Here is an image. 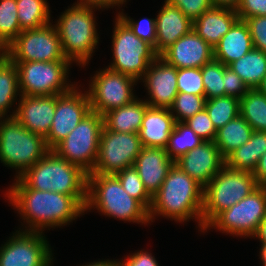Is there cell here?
Instances as JSON below:
<instances>
[{
	"instance_id": "obj_13",
	"label": "cell",
	"mask_w": 266,
	"mask_h": 266,
	"mask_svg": "<svg viewBox=\"0 0 266 266\" xmlns=\"http://www.w3.org/2000/svg\"><path fill=\"white\" fill-rule=\"evenodd\" d=\"M96 72L89 83V90L86 91L91 111L103 116L137 97L133 93V86L137 85L134 78L108 67Z\"/></svg>"
},
{
	"instance_id": "obj_52",
	"label": "cell",
	"mask_w": 266,
	"mask_h": 266,
	"mask_svg": "<svg viewBox=\"0 0 266 266\" xmlns=\"http://www.w3.org/2000/svg\"><path fill=\"white\" fill-rule=\"evenodd\" d=\"M259 254H260L261 261L263 262V266H266V244H261Z\"/></svg>"
},
{
	"instance_id": "obj_30",
	"label": "cell",
	"mask_w": 266,
	"mask_h": 266,
	"mask_svg": "<svg viewBox=\"0 0 266 266\" xmlns=\"http://www.w3.org/2000/svg\"><path fill=\"white\" fill-rule=\"evenodd\" d=\"M19 90L18 70L15 64L4 54L0 55V118H4L16 102ZM8 111V112H7Z\"/></svg>"
},
{
	"instance_id": "obj_44",
	"label": "cell",
	"mask_w": 266,
	"mask_h": 266,
	"mask_svg": "<svg viewBox=\"0 0 266 266\" xmlns=\"http://www.w3.org/2000/svg\"><path fill=\"white\" fill-rule=\"evenodd\" d=\"M225 96L241 99L249 90L243 80L228 66L223 65Z\"/></svg>"
},
{
	"instance_id": "obj_18",
	"label": "cell",
	"mask_w": 266,
	"mask_h": 266,
	"mask_svg": "<svg viewBox=\"0 0 266 266\" xmlns=\"http://www.w3.org/2000/svg\"><path fill=\"white\" fill-rule=\"evenodd\" d=\"M175 165L205 187L225 165V159L214 141H204L181 155L175 160Z\"/></svg>"
},
{
	"instance_id": "obj_41",
	"label": "cell",
	"mask_w": 266,
	"mask_h": 266,
	"mask_svg": "<svg viewBox=\"0 0 266 266\" xmlns=\"http://www.w3.org/2000/svg\"><path fill=\"white\" fill-rule=\"evenodd\" d=\"M184 123H186L204 141L215 140L217 130L205 108L193 117H190Z\"/></svg>"
},
{
	"instance_id": "obj_1",
	"label": "cell",
	"mask_w": 266,
	"mask_h": 266,
	"mask_svg": "<svg viewBox=\"0 0 266 266\" xmlns=\"http://www.w3.org/2000/svg\"><path fill=\"white\" fill-rule=\"evenodd\" d=\"M15 181L5 197L26 223L27 229L22 231L43 232L45 228L69 225L85 213L72 196L28 188L19 178Z\"/></svg>"
},
{
	"instance_id": "obj_17",
	"label": "cell",
	"mask_w": 266,
	"mask_h": 266,
	"mask_svg": "<svg viewBox=\"0 0 266 266\" xmlns=\"http://www.w3.org/2000/svg\"><path fill=\"white\" fill-rule=\"evenodd\" d=\"M147 89L149 100L144 101L152 108H170L178 94L177 69L160 56L147 68L141 79Z\"/></svg>"
},
{
	"instance_id": "obj_47",
	"label": "cell",
	"mask_w": 266,
	"mask_h": 266,
	"mask_svg": "<svg viewBox=\"0 0 266 266\" xmlns=\"http://www.w3.org/2000/svg\"><path fill=\"white\" fill-rule=\"evenodd\" d=\"M252 175L255 177L259 185L266 186V152L258 160Z\"/></svg>"
},
{
	"instance_id": "obj_32",
	"label": "cell",
	"mask_w": 266,
	"mask_h": 266,
	"mask_svg": "<svg viewBox=\"0 0 266 266\" xmlns=\"http://www.w3.org/2000/svg\"><path fill=\"white\" fill-rule=\"evenodd\" d=\"M21 30L41 28L50 22V10L46 0H16Z\"/></svg>"
},
{
	"instance_id": "obj_10",
	"label": "cell",
	"mask_w": 266,
	"mask_h": 266,
	"mask_svg": "<svg viewBox=\"0 0 266 266\" xmlns=\"http://www.w3.org/2000/svg\"><path fill=\"white\" fill-rule=\"evenodd\" d=\"M103 128V116L91 111L52 151L89 174L97 160Z\"/></svg>"
},
{
	"instance_id": "obj_40",
	"label": "cell",
	"mask_w": 266,
	"mask_h": 266,
	"mask_svg": "<svg viewBox=\"0 0 266 266\" xmlns=\"http://www.w3.org/2000/svg\"><path fill=\"white\" fill-rule=\"evenodd\" d=\"M117 15L130 27L137 37L152 45L155 49L156 19L143 18L140 21H135L132 18L130 19L124 12H118Z\"/></svg>"
},
{
	"instance_id": "obj_37",
	"label": "cell",
	"mask_w": 266,
	"mask_h": 266,
	"mask_svg": "<svg viewBox=\"0 0 266 266\" xmlns=\"http://www.w3.org/2000/svg\"><path fill=\"white\" fill-rule=\"evenodd\" d=\"M205 96L178 92L169 108L176 122H185L205 108Z\"/></svg>"
},
{
	"instance_id": "obj_22",
	"label": "cell",
	"mask_w": 266,
	"mask_h": 266,
	"mask_svg": "<svg viewBox=\"0 0 266 266\" xmlns=\"http://www.w3.org/2000/svg\"><path fill=\"white\" fill-rule=\"evenodd\" d=\"M156 19L155 52L160 56L179 38L189 33L193 22L181 10L165 0Z\"/></svg>"
},
{
	"instance_id": "obj_11",
	"label": "cell",
	"mask_w": 266,
	"mask_h": 266,
	"mask_svg": "<svg viewBox=\"0 0 266 266\" xmlns=\"http://www.w3.org/2000/svg\"><path fill=\"white\" fill-rule=\"evenodd\" d=\"M266 216V186H259L251 194L219 213L204 229L210 227L240 237H253Z\"/></svg>"
},
{
	"instance_id": "obj_8",
	"label": "cell",
	"mask_w": 266,
	"mask_h": 266,
	"mask_svg": "<svg viewBox=\"0 0 266 266\" xmlns=\"http://www.w3.org/2000/svg\"><path fill=\"white\" fill-rule=\"evenodd\" d=\"M116 16L112 35L113 62L108 68L128 75L138 82L159 55L152 45L137 37L130 27Z\"/></svg>"
},
{
	"instance_id": "obj_25",
	"label": "cell",
	"mask_w": 266,
	"mask_h": 266,
	"mask_svg": "<svg viewBox=\"0 0 266 266\" xmlns=\"http://www.w3.org/2000/svg\"><path fill=\"white\" fill-rule=\"evenodd\" d=\"M254 48L249 28L244 20H238L214 46V59L228 66Z\"/></svg>"
},
{
	"instance_id": "obj_20",
	"label": "cell",
	"mask_w": 266,
	"mask_h": 266,
	"mask_svg": "<svg viewBox=\"0 0 266 266\" xmlns=\"http://www.w3.org/2000/svg\"><path fill=\"white\" fill-rule=\"evenodd\" d=\"M18 108L10 117H15L30 132L48 136L56 108V95L25 96L21 95Z\"/></svg>"
},
{
	"instance_id": "obj_51",
	"label": "cell",
	"mask_w": 266,
	"mask_h": 266,
	"mask_svg": "<svg viewBox=\"0 0 266 266\" xmlns=\"http://www.w3.org/2000/svg\"><path fill=\"white\" fill-rule=\"evenodd\" d=\"M82 266H120L119 261L116 260H101V261H97V262H91L89 264L86 265H82Z\"/></svg>"
},
{
	"instance_id": "obj_50",
	"label": "cell",
	"mask_w": 266,
	"mask_h": 266,
	"mask_svg": "<svg viewBox=\"0 0 266 266\" xmlns=\"http://www.w3.org/2000/svg\"><path fill=\"white\" fill-rule=\"evenodd\" d=\"M211 2L215 7H228L236 9L240 0H211Z\"/></svg>"
},
{
	"instance_id": "obj_36",
	"label": "cell",
	"mask_w": 266,
	"mask_h": 266,
	"mask_svg": "<svg viewBox=\"0 0 266 266\" xmlns=\"http://www.w3.org/2000/svg\"><path fill=\"white\" fill-rule=\"evenodd\" d=\"M115 176L118 178L124 190L149 210L152 202V195L146 190L134 166L123 169Z\"/></svg>"
},
{
	"instance_id": "obj_6",
	"label": "cell",
	"mask_w": 266,
	"mask_h": 266,
	"mask_svg": "<svg viewBox=\"0 0 266 266\" xmlns=\"http://www.w3.org/2000/svg\"><path fill=\"white\" fill-rule=\"evenodd\" d=\"M259 186L252 172L232 169L225 164L204 187L203 227L206 228L219 213L244 199Z\"/></svg>"
},
{
	"instance_id": "obj_34",
	"label": "cell",
	"mask_w": 266,
	"mask_h": 266,
	"mask_svg": "<svg viewBox=\"0 0 266 266\" xmlns=\"http://www.w3.org/2000/svg\"><path fill=\"white\" fill-rule=\"evenodd\" d=\"M21 32L16 0H0V50L3 52Z\"/></svg>"
},
{
	"instance_id": "obj_42",
	"label": "cell",
	"mask_w": 266,
	"mask_h": 266,
	"mask_svg": "<svg viewBox=\"0 0 266 266\" xmlns=\"http://www.w3.org/2000/svg\"><path fill=\"white\" fill-rule=\"evenodd\" d=\"M178 7L192 22L213 7L211 0H166Z\"/></svg>"
},
{
	"instance_id": "obj_26",
	"label": "cell",
	"mask_w": 266,
	"mask_h": 266,
	"mask_svg": "<svg viewBox=\"0 0 266 266\" xmlns=\"http://www.w3.org/2000/svg\"><path fill=\"white\" fill-rule=\"evenodd\" d=\"M149 105L137 97L130 103L112 109L103 115L104 126L120 133H138Z\"/></svg>"
},
{
	"instance_id": "obj_14",
	"label": "cell",
	"mask_w": 266,
	"mask_h": 266,
	"mask_svg": "<svg viewBox=\"0 0 266 266\" xmlns=\"http://www.w3.org/2000/svg\"><path fill=\"white\" fill-rule=\"evenodd\" d=\"M143 145L138 133H120L103 128L98 156L91 173L116 175L133 166Z\"/></svg>"
},
{
	"instance_id": "obj_15",
	"label": "cell",
	"mask_w": 266,
	"mask_h": 266,
	"mask_svg": "<svg viewBox=\"0 0 266 266\" xmlns=\"http://www.w3.org/2000/svg\"><path fill=\"white\" fill-rule=\"evenodd\" d=\"M43 232L16 231L0 247V266H51L53 253Z\"/></svg>"
},
{
	"instance_id": "obj_19",
	"label": "cell",
	"mask_w": 266,
	"mask_h": 266,
	"mask_svg": "<svg viewBox=\"0 0 266 266\" xmlns=\"http://www.w3.org/2000/svg\"><path fill=\"white\" fill-rule=\"evenodd\" d=\"M160 57L176 69L202 68L214 59V49L192 29L167 48Z\"/></svg>"
},
{
	"instance_id": "obj_27",
	"label": "cell",
	"mask_w": 266,
	"mask_h": 266,
	"mask_svg": "<svg viewBox=\"0 0 266 266\" xmlns=\"http://www.w3.org/2000/svg\"><path fill=\"white\" fill-rule=\"evenodd\" d=\"M265 152L266 132L253 131L250 139L225 159V164L232 169L253 172Z\"/></svg>"
},
{
	"instance_id": "obj_7",
	"label": "cell",
	"mask_w": 266,
	"mask_h": 266,
	"mask_svg": "<svg viewBox=\"0 0 266 266\" xmlns=\"http://www.w3.org/2000/svg\"><path fill=\"white\" fill-rule=\"evenodd\" d=\"M49 151L45 139L26 129L15 117L0 118V161L17 169L16 178Z\"/></svg>"
},
{
	"instance_id": "obj_12",
	"label": "cell",
	"mask_w": 266,
	"mask_h": 266,
	"mask_svg": "<svg viewBox=\"0 0 266 266\" xmlns=\"http://www.w3.org/2000/svg\"><path fill=\"white\" fill-rule=\"evenodd\" d=\"M3 53L12 62L69 61L52 23L41 28L23 30Z\"/></svg>"
},
{
	"instance_id": "obj_21",
	"label": "cell",
	"mask_w": 266,
	"mask_h": 266,
	"mask_svg": "<svg viewBox=\"0 0 266 266\" xmlns=\"http://www.w3.org/2000/svg\"><path fill=\"white\" fill-rule=\"evenodd\" d=\"M174 164L175 161L168 156L165 149L143 146L133 166L146 190L153 196Z\"/></svg>"
},
{
	"instance_id": "obj_39",
	"label": "cell",
	"mask_w": 266,
	"mask_h": 266,
	"mask_svg": "<svg viewBox=\"0 0 266 266\" xmlns=\"http://www.w3.org/2000/svg\"><path fill=\"white\" fill-rule=\"evenodd\" d=\"M178 92L205 96L201 68L177 69Z\"/></svg>"
},
{
	"instance_id": "obj_49",
	"label": "cell",
	"mask_w": 266,
	"mask_h": 266,
	"mask_svg": "<svg viewBox=\"0 0 266 266\" xmlns=\"http://www.w3.org/2000/svg\"><path fill=\"white\" fill-rule=\"evenodd\" d=\"M254 237H257L262 244H266V216L260 222L256 233L253 235Z\"/></svg>"
},
{
	"instance_id": "obj_23",
	"label": "cell",
	"mask_w": 266,
	"mask_h": 266,
	"mask_svg": "<svg viewBox=\"0 0 266 266\" xmlns=\"http://www.w3.org/2000/svg\"><path fill=\"white\" fill-rule=\"evenodd\" d=\"M175 123L170 109L148 107L138 132L142 145L165 149Z\"/></svg>"
},
{
	"instance_id": "obj_46",
	"label": "cell",
	"mask_w": 266,
	"mask_h": 266,
	"mask_svg": "<svg viewBox=\"0 0 266 266\" xmlns=\"http://www.w3.org/2000/svg\"><path fill=\"white\" fill-rule=\"evenodd\" d=\"M120 266H159L152 253L145 250H139L126 256L125 260L119 261Z\"/></svg>"
},
{
	"instance_id": "obj_28",
	"label": "cell",
	"mask_w": 266,
	"mask_h": 266,
	"mask_svg": "<svg viewBox=\"0 0 266 266\" xmlns=\"http://www.w3.org/2000/svg\"><path fill=\"white\" fill-rule=\"evenodd\" d=\"M253 131L252 127L239 114L217 130L214 143L221 156L226 159L234 150L250 139Z\"/></svg>"
},
{
	"instance_id": "obj_9",
	"label": "cell",
	"mask_w": 266,
	"mask_h": 266,
	"mask_svg": "<svg viewBox=\"0 0 266 266\" xmlns=\"http://www.w3.org/2000/svg\"><path fill=\"white\" fill-rule=\"evenodd\" d=\"M18 70L19 90L25 96H50L69 92L76 84L68 80L70 61L13 62ZM68 82V83H67Z\"/></svg>"
},
{
	"instance_id": "obj_33",
	"label": "cell",
	"mask_w": 266,
	"mask_h": 266,
	"mask_svg": "<svg viewBox=\"0 0 266 266\" xmlns=\"http://www.w3.org/2000/svg\"><path fill=\"white\" fill-rule=\"evenodd\" d=\"M204 142L186 123L176 122L165 150L174 161Z\"/></svg>"
},
{
	"instance_id": "obj_29",
	"label": "cell",
	"mask_w": 266,
	"mask_h": 266,
	"mask_svg": "<svg viewBox=\"0 0 266 266\" xmlns=\"http://www.w3.org/2000/svg\"><path fill=\"white\" fill-rule=\"evenodd\" d=\"M247 85L249 89L257 88L266 75V53L253 48L243 57L228 65Z\"/></svg>"
},
{
	"instance_id": "obj_24",
	"label": "cell",
	"mask_w": 266,
	"mask_h": 266,
	"mask_svg": "<svg viewBox=\"0 0 266 266\" xmlns=\"http://www.w3.org/2000/svg\"><path fill=\"white\" fill-rule=\"evenodd\" d=\"M239 20L235 9L215 7L193 21V30L213 48Z\"/></svg>"
},
{
	"instance_id": "obj_53",
	"label": "cell",
	"mask_w": 266,
	"mask_h": 266,
	"mask_svg": "<svg viewBox=\"0 0 266 266\" xmlns=\"http://www.w3.org/2000/svg\"><path fill=\"white\" fill-rule=\"evenodd\" d=\"M257 89L263 93L264 95H266V75L262 80V83L257 87Z\"/></svg>"
},
{
	"instance_id": "obj_16",
	"label": "cell",
	"mask_w": 266,
	"mask_h": 266,
	"mask_svg": "<svg viewBox=\"0 0 266 266\" xmlns=\"http://www.w3.org/2000/svg\"><path fill=\"white\" fill-rule=\"evenodd\" d=\"M78 90L80 89L76 85L69 92L56 95L54 118L48 136L45 138L49 150H52L64 140L81 120L91 112L86 91L82 93Z\"/></svg>"
},
{
	"instance_id": "obj_4",
	"label": "cell",
	"mask_w": 266,
	"mask_h": 266,
	"mask_svg": "<svg viewBox=\"0 0 266 266\" xmlns=\"http://www.w3.org/2000/svg\"><path fill=\"white\" fill-rule=\"evenodd\" d=\"M93 9L97 6L74 3L62 12L54 24L60 37L62 50L67 60L84 67L99 44L96 19Z\"/></svg>"
},
{
	"instance_id": "obj_3",
	"label": "cell",
	"mask_w": 266,
	"mask_h": 266,
	"mask_svg": "<svg viewBox=\"0 0 266 266\" xmlns=\"http://www.w3.org/2000/svg\"><path fill=\"white\" fill-rule=\"evenodd\" d=\"M18 178L28 188L72 196L85 209L88 173L52 150Z\"/></svg>"
},
{
	"instance_id": "obj_5",
	"label": "cell",
	"mask_w": 266,
	"mask_h": 266,
	"mask_svg": "<svg viewBox=\"0 0 266 266\" xmlns=\"http://www.w3.org/2000/svg\"><path fill=\"white\" fill-rule=\"evenodd\" d=\"M93 208L106 217L137 224L150 223L148 210L124 190L115 175L88 174L85 211Z\"/></svg>"
},
{
	"instance_id": "obj_48",
	"label": "cell",
	"mask_w": 266,
	"mask_h": 266,
	"mask_svg": "<svg viewBox=\"0 0 266 266\" xmlns=\"http://www.w3.org/2000/svg\"><path fill=\"white\" fill-rule=\"evenodd\" d=\"M127 0H78L77 3L86 4V5H92L97 6L102 9L104 8H110L114 6H122L124 3H126Z\"/></svg>"
},
{
	"instance_id": "obj_45",
	"label": "cell",
	"mask_w": 266,
	"mask_h": 266,
	"mask_svg": "<svg viewBox=\"0 0 266 266\" xmlns=\"http://www.w3.org/2000/svg\"><path fill=\"white\" fill-rule=\"evenodd\" d=\"M235 12L239 20L255 16H266V0H240Z\"/></svg>"
},
{
	"instance_id": "obj_2",
	"label": "cell",
	"mask_w": 266,
	"mask_h": 266,
	"mask_svg": "<svg viewBox=\"0 0 266 266\" xmlns=\"http://www.w3.org/2000/svg\"><path fill=\"white\" fill-rule=\"evenodd\" d=\"M203 191L201 184L174 164L160 189L152 196L148 210L149 220L152 223L155 215H162L179 223L195 218L200 231L204 233Z\"/></svg>"
},
{
	"instance_id": "obj_38",
	"label": "cell",
	"mask_w": 266,
	"mask_h": 266,
	"mask_svg": "<svg viewBox=\"0 0 266 266\" xmlns=\"http://www.w3.org/2000/svg\"><path fill=\"white\" fill-rule=\"evenodd\" d=\"M205 98L212 99L225 96L223 64L213 59L201 68Z\"/></svg>"
},
{
	"instance_id": "obj_31",
	"label": "cell",
	"mask_w": 266,
	"mask_h": 266,
	"mask_svg": "<svg viewBox=\"0 0 266 266\" xmlns=\"http://www.w3.org/2000/svg\"><path fill=\"white\" fill-rule=\"evenodd\" d=\"M239 110L254 131L266 132V95L257 88L249 89L239 100Z\"/></svg>"
},
{
	"instance_id": "obj_35",
	"label": "cell",
	"mask_w": 266,
	"mask_h": 266,
	"mask_svg": "<svg viewBox=\"0 0 266 266\" xmlns=\"http://www.w3.org/2000/svg\"><path fill=\"white\" fill-rule=\"evenodd\" d=\"M205 109L218 130L240 114L239 99L231 96L206 99Z\"/></svg>"
},
{
	"instance_id": "obj_43",
	"label": "cell",
	"mask_w": 266,
	"mask_h": 266,
	"mask_svg": "<svg viewBox=\"0 0 266 266\" xmlns=\"http://www.w3.org/2000/svg\"><path fill=\"white\" fill-rule=\"evenodd\" d=\"M249 28L253 46L266 53V16H255L244 19Z\"/></svg>"
}]
</instances>
